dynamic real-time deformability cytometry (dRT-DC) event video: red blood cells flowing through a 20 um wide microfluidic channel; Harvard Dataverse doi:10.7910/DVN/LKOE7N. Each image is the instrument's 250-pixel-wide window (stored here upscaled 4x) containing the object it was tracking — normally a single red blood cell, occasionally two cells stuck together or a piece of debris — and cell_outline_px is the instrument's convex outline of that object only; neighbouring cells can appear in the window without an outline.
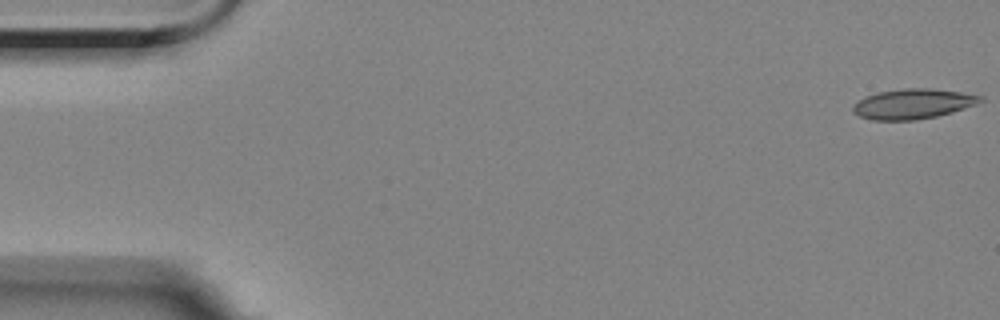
{"species": "Egyptian fruit bat (a non-hibernating species)", "species_latin": "Rousettus aegyptiacus", "temperature_condition": "room temperature", "stored_images_in_passage": 19, "camera_frame_rate_fps": 3000, "um_per_image_px": 0.085, "animal": {"sex": "female"}, "frame": {"image": 1, "passage_image": 1, "time_ms": 0.0, "image_size_px": [1000, 320], "cell_outline_px": [[984, 100], [952, 112], [936, 116], [916, 120], [872, 120], [860, 116], [852, 112], [852, 104], [864, 96], [876, 92], [904, 88], [928, 88], [960, 92], [984, 96]], "centroid_in_image_um": [77.53, 8.82], "position_along_channel_um": 7.5, "area_um2": 22.31}}
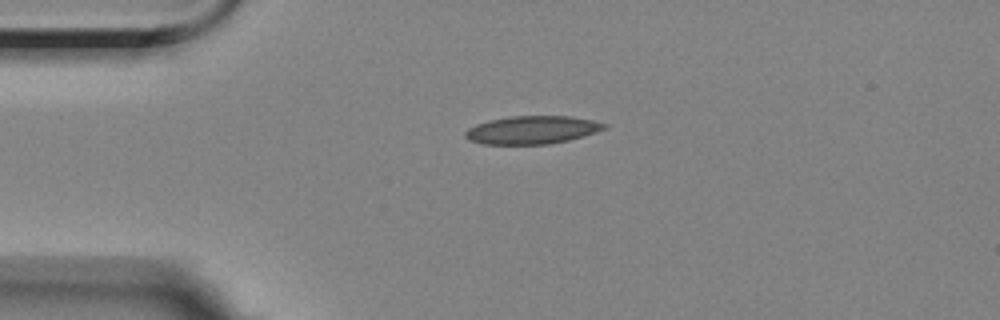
{"frame": {"image": 2, "passage_image": 13, "time_ms": 4.0, "image_size_px": [1000, 320], "cell_outline_px": [[608, 128], [584, 136], [568, 140], [548, 144], [480, 144], [468, 140], [464, 136], [464, 132], [468, 128], [476, 124], [488, 120], [512, 116], [572, 116], [592, 120], [608, 124]], "centroid_in_image_um": [45.22, 11.04], "position_along_channel_um": 39.8, "area_um2": 22.89}}
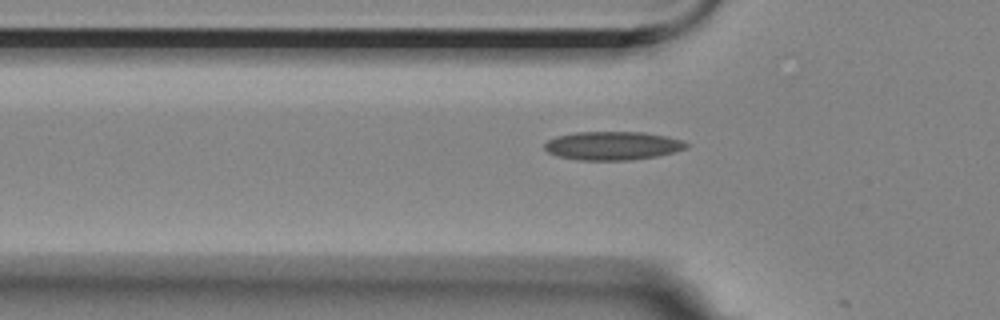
{"frame": {"image": 3, "passage_image": 18, "time_ms": 5.667, "image_size_px": [1000, 320], "cell_outline_px": [[688, 148], [656, 156], [632, 160], [580, 160], [560, 156], [548, 152], [544, 148], [544, 144], [548, 140], [556, 136], [572, 132], [644, 132], [668, 136], [680, 140], [688, 144]], "centroid_in_image_um": [52.06, 12.38], "position_along_channel_um": 73.7, "area_um2": 23.52}}